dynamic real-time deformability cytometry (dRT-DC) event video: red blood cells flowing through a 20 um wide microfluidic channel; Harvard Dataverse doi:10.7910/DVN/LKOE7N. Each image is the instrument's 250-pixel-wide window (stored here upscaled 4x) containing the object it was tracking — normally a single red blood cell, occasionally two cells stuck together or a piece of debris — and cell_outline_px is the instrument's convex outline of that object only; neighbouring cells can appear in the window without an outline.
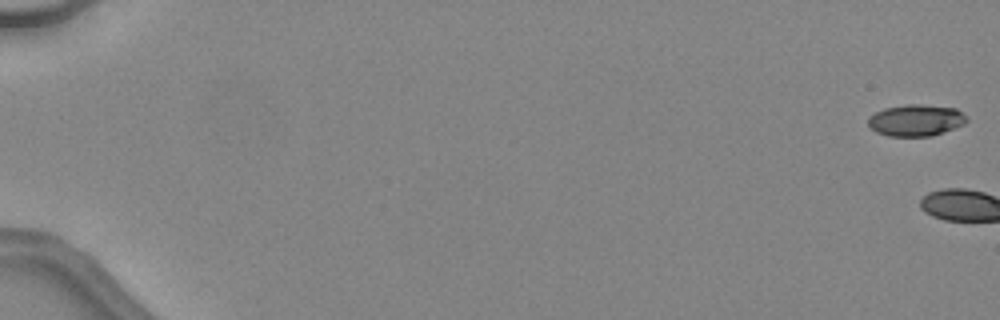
{"species": "common noctule bat (a hibernating species)", "species_latin": "Nyctalus noctula", "temperature_condition": "warm", "stored_images_in_passage": 3, "camera_frame_rate_fps": 3000, "um_per_image_px": 0.085, "animal": {"sex": "female", "body_mass_g": 24.6, "forearm_length_mm": 56.2}, "frame": {"image": 1, "passage_image": 1, "time_ms": 0.0, "image_size_px": [1000, 320], "cell_outline_px": [[968, 120], [964, 124], [932, 136], [888, 136], [876, 132], [868, 124], [868, 116], [884, 108], [908, 104], [920, 104], [956, 108]], "centroid_in_image_um": [77.82, 10.22], "position_along_channel_um": 7.2, "area_um2": 18.03}}